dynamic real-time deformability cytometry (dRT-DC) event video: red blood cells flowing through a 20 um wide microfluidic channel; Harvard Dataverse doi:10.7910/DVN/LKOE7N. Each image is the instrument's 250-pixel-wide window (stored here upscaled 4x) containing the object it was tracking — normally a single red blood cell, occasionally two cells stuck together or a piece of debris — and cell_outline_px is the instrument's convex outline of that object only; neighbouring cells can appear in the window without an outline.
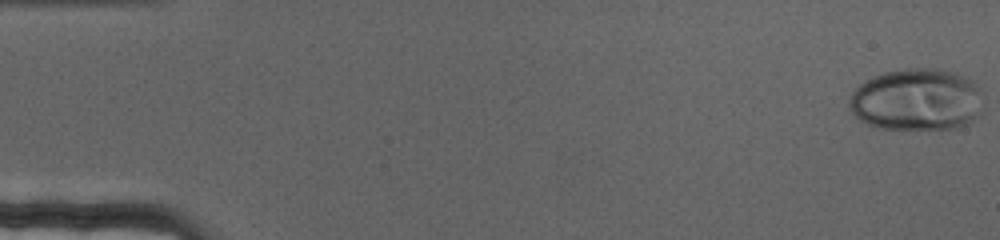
{"species": "human", "species_latin": "Homo sapiens", "temperature_condition": "cold", "stored_images_in_passage": 16, "camera_frame_rate_fps": 3000, "um_per_image_px": 0.085, "donor": {"sex": "female"}, "frame": {"image": 1, "passage_image": 1, "time_ms": 0.0, "image_size_px": [1000, 240], "cell_outline_px": [[984, 96], [976, 116], [968, 124], [952, 128], [880, 128], [868, 124], [860, 120], [848, 108], [848, 100], [852, 92], [860, 84], [884, 72], [908, 68], [936, 68], [952, 72], [964, 76], [972, 80], [984, 92]], "centroid_in_image_um": [77.93, 8.46], "position_along_channel_um": 7.1, "area_um2": 48.32}}